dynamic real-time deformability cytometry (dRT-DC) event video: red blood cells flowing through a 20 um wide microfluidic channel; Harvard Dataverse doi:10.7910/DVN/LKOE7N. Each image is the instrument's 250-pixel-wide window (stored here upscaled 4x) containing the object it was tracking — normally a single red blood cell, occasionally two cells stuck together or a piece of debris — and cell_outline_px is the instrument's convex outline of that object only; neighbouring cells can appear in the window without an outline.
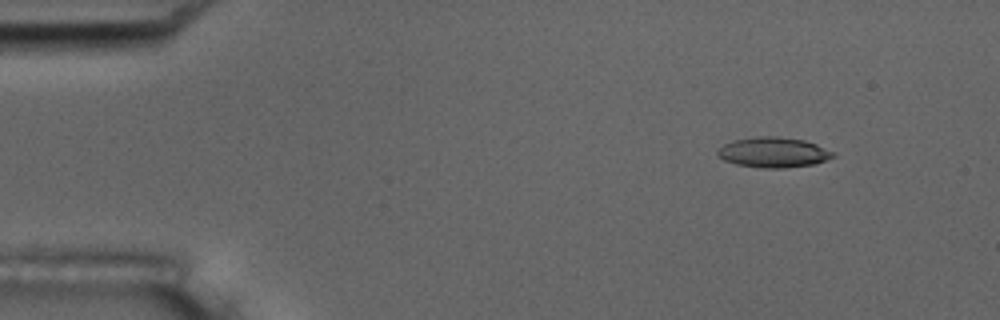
{"species": "common noctule bat (a hibernating species)", "species_latin": "Nyctalus noctula", "temperature_condition": "room temperature", "stored_images_in_passage": 5, "camera_frame_rate_fps": 3000, "um_per_image_px": 0.085, "animal": {"sex": "male", "body_mass_g": 17.5, "forearm_length_mm": 52.3}, "frame": {"image": 1, "passage_image": 2, "time_ms": 0.333, "image_size_px": [1000, 320], "cell_outline_px": [[836, 156], [812, 164], [784, 168], [764, 168], [736, 164], [724, 160], [716, 152], [724, 144], [732, 140], [760, 136], [776, 136], [804, 140], [816, 144], [836, 152]], "centroid_in_image_um": [65.76, 12.94], "position_along_channel_um": 19.2, "area_um2": 20.23}}